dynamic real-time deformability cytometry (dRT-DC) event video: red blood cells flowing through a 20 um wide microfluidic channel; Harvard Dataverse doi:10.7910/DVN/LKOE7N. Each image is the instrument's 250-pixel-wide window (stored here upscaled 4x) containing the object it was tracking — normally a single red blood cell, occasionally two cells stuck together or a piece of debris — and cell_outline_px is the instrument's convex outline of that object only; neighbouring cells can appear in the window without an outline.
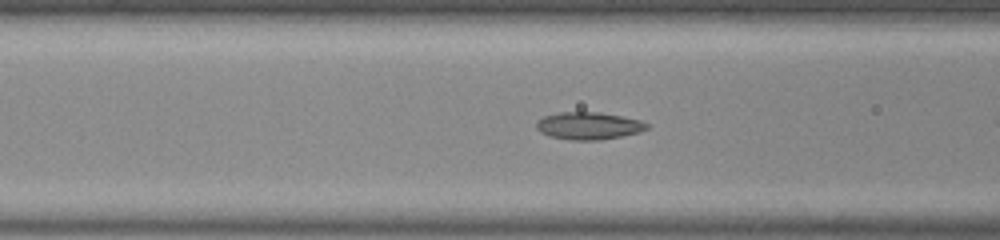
{"species": "common noctule bat (a hibernating species)", "species_latin": "Nyctalus noctula", "temperature_condition": "room temperature", "stored_images_in_passage": 26, "camera_frame_rate_fps": 3000, "um_per_image_px": 0.085, "animal": {"sex": "male", "body_mass_g": 20.0, "forearm_length_mm": 53.3}, "frame": {"image": 1, "passage_image": 12, "time_ms": 3.667, "image_size_px": [1000, 240], "cell_outline_px": [[648, 128], [640, 132], [600, 140], [568, 140], [548, 136], [540, 132], [536, 128], [536, 124], [544, 116], [556, 112], [600, 112], [640, 120], [648, 124]], "centroid_in_image_um": [50.0, 10.69], "position_along_channel_um": 116.6, "area_um2": 17.63}}
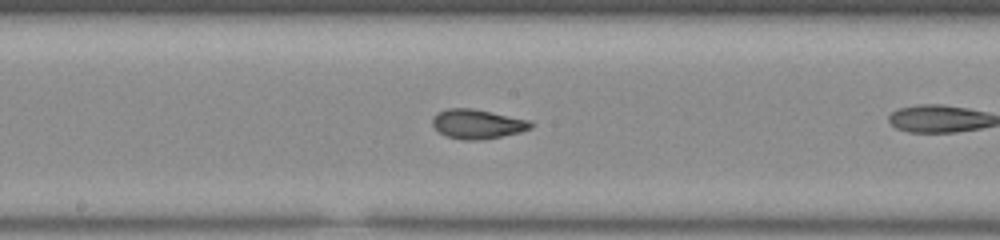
{"frame": {"image": 2, "passage_image": 19, "time_ms": 6.0, "image_size_px": [1000, 240], "cell_outline_px": [[532, 128], [520, 132], [484, 140], [460, 140], [448, 136], [440, 132], [432, 124], [432, 116], [436, 112], [448, 108], [472, 108], [532, 120]], "centroid_in_image_um": [40.59, 10.53], "position_along_channel_um": 207.6, "area_um2": 17.05}}
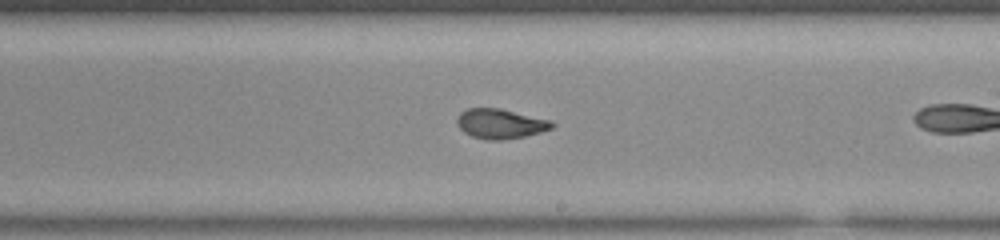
{"frame": {"image": 3, "passage_image": 22, "time_ms": 7.0, "image_size_px": [1000, 240], "cell_outline_px": [[556, 124], [552, 128], [540, 132], [524, 136], [500, 140], [488, 140], [472, 136], [464, 132], [456, 124], [456, 116], [460, 112], [468, 108], [500, 108], [552, 120]], "centroid_in_image_um": [42.52, 10.5], "position_along_channel_um": 246.5, "area_um2": 16.59}}